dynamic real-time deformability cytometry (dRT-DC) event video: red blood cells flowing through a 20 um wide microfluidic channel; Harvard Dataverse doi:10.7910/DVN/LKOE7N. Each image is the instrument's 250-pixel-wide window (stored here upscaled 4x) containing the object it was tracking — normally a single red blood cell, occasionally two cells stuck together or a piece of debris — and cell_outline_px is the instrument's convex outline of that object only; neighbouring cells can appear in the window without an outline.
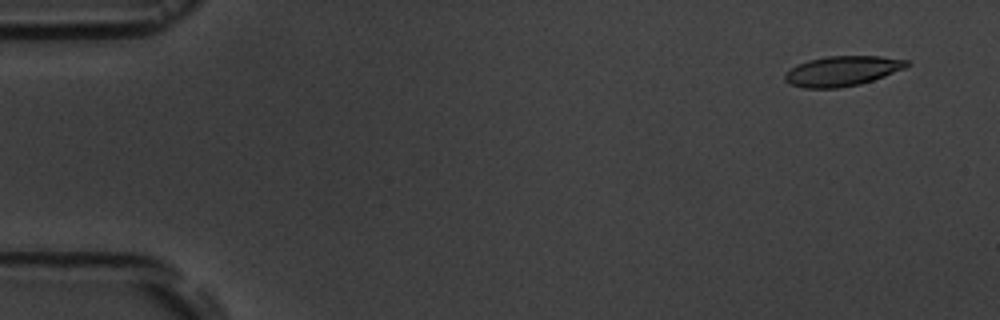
{"species": "common noctule bat (a hibernating species)", "species_latin": "Nyctalus noctula", "temperature_condition": "room temperature", "stored_images_in_passage": 4, "camera_frame_rate_fps": 3000, "um_per_image_px": 0.085, "animal": {"sex": "male", "body_mass_g": 19.5, "forearm_length_mm": 54.6}, "frame": {"image": 1, "passage_image": 1, "time_ms": 0.0, "image_size_px": [1000, 320], "cell_outline_px": [[912, 64], [904, 68], [884, 76], [860, 84], [836, 88], [804, 88], [792, 84], [784, 80], [784, 72], [796, 64], [808, 60], [828, 56], [880, 56], [908, 60]], "centroid_in_image_um": [71.57, 6.03], "position_along_channel_um": 13.4, "area_um2": 21.33}}
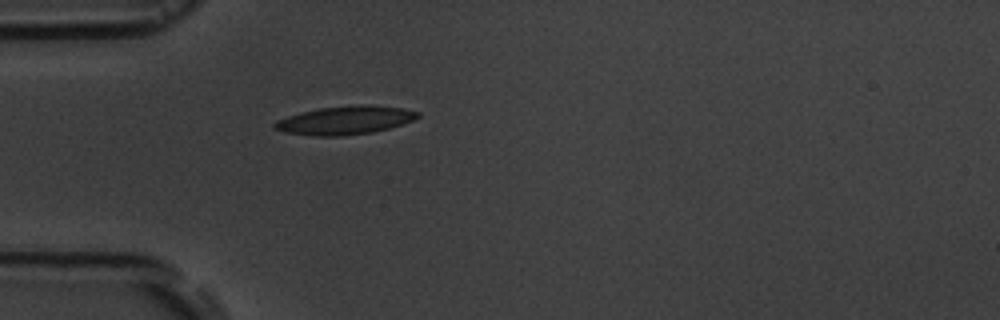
{"frame": {"image": 2, "passage_image": 4, "time_ms": 4.333, "image_size_px": [1000, 320], "cell_outline_px": [[420, 116], [412, 120], [388, 128], [372, 132], [344, 136], [316, 136], [284, 132], [272, 128], [272, 124], [276, 120], [300, 112], [320, 108], [360, 104], [372, 104], [404, 108], [420, 112]], "centroid_in_image_um": [29.31, 10.21], "position_along_channel_um": 55.7, "area_um2": 23.81}}